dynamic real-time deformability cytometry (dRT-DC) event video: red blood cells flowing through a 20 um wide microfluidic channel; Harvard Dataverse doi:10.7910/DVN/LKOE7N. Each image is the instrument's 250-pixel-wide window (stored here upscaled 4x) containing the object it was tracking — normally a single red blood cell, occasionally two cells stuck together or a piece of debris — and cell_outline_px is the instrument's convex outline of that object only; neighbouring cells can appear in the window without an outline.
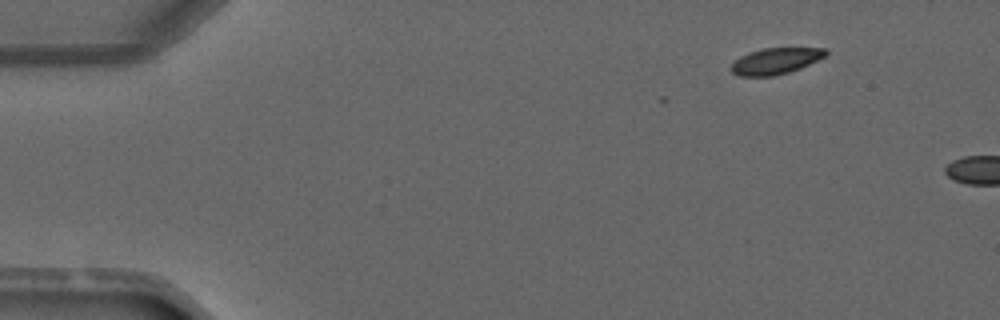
{"species": "common noctule bat (a hibernating species)", "species_latin": "Nyctalus noctula", "temperature_condition": "warm", "stored_images_in_passage": 2, "camera_frame_rate_fps": 3000, "um_per_image_px": 0.085, "animal": {"sex": "male", "forearm_length_mm": 52.5}, "frame": {"image": 1, "passage_image": 1, "time_ms": 0.0, "image_size_px": [1000, 320], "cell_outline_px": [[828, 52], [824, 56], [800, 68], [788, 72], [772, 76], [740, 76], [732, 72], [732, 64], [740, 56], [748, 52], [764, 48], [828, 48]], "centroid_in_image_um": [65.91, 5.18], "position_along_channel_um": 19.1, "area_um2": 14.22}}